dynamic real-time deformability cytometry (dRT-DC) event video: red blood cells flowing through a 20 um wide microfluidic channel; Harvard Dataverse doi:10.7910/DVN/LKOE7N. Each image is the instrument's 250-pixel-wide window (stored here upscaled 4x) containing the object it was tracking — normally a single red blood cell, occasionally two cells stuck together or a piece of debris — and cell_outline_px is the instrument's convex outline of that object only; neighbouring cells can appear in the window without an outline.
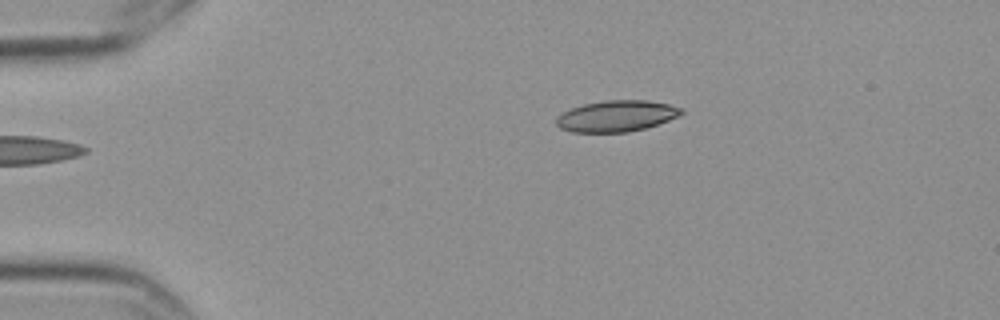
{"species": "Egyptian fruit bat (a non-hibernating species)", "species_latin": "Rousettus aegyptiacus", "temperature_condition": "cold", "stored_images_in_passage": 2, "camera_frame_rate_fps": 3000, "um_per_image_px": 0.085, "frame": {"image": 1, "passage_image": 2, "time_ms": 0.333, "image_size_px": [1000, 320], "cell_outline_px": [[684, 112], [668, 120], [644, 128], [628, 132], [572, 132], [560, 128], [556, 124], [556, 116], [572, 108], [584, 104], [608, 100], [648, 100], [668, 104], [684, 108]], "centroid_in_image_um": [52.39, 9.86], "position_along_channel_um": 32.6, "area_um2": 22.54}}